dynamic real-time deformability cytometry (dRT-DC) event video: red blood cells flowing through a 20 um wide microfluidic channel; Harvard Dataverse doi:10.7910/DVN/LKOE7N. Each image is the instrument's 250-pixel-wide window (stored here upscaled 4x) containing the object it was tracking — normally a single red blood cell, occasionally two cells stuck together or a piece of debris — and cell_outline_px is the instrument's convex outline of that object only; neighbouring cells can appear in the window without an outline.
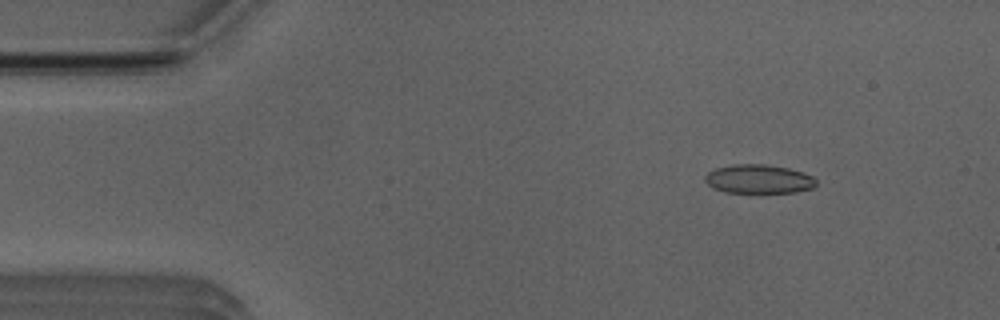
{"species": "Egyptian fruit bat (a non-hibernating species)", "species_latin": "Rousettus aegyptiacus", "temperature_condition": "room temperature", "stored_images_in_passage": 51, "camera_frame_rate_fps": 3000, "um_per_image_px": 0.085, "animal": {"sex": "male"}, "frame": {"image": 1, "passage_image": 6, "time_ms": 1.667, "image_size_px": [1000, 320], "cell_outline_px": [[816, 184], [812, 188], [796, 192], [724, 192], [708, 184], [704, 180], [704, 176], [708, 172], [716, 168], [732, 164], [764, 164], [788, 168], [804, 172], [812, 176], [816, 180]], "centroid_in_image_um": [64.49, 15.21], "position_along_channel_um": 20.5, "area_um2": 18.61}}
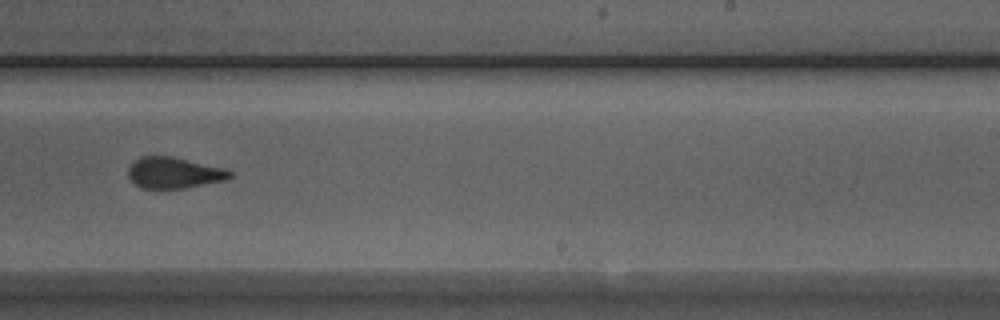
{"frame": {"image": 2, "passage_image": 31, "time_ms": 10.0, "image_size_px": [1000, 320], "cell_outline_px": [[232, 176], [224, 180], [184, 188], [144, 188], [136, 184], [128, 176], [128, 168], [136, 160], [144, 156], [172, 156], [224, 168], [232, 172]], "centroid_in_image_um": [14.79, 14.68], "position_along_channel_um": 274.2, "area_um2": 18.09}}
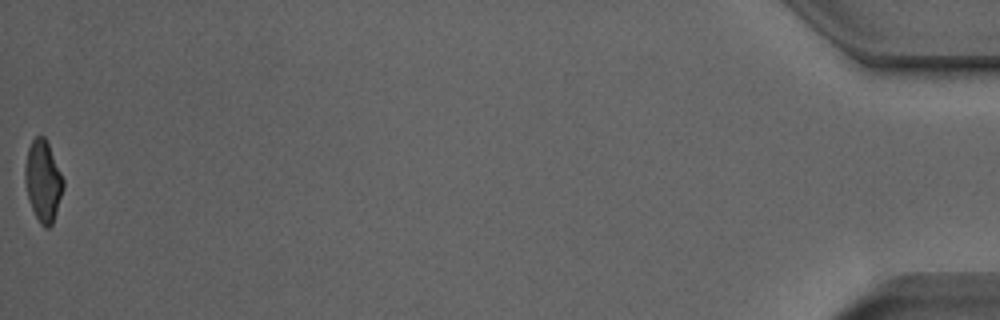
{"frame": {"image": 3, "passage_image": 51, "time_ms": 16.667, "image_size_px": [1000, 320], "cell_outline_px": [[64, 188], [52, 224], [48, 228], [44, 228], [40, 224], [32, 208], [28, 196], [24, 180], [24, 168], [28, 148], [32, 140], [36, 136], [44, 136], [48, 144], [64, 180]], "centroid_in_image_um": [3.65, 15.39], "position_along_channel_um": 431.5, "area_um2": 17.92}, "authors_computed_cell_mechanics": {"area_um2": 18.9584, "velocity_mm_per_s": 3.9735, "shape_relaxation_time_tau1_ms": 8.9501, "shape_relaxation_time_tau2_ms": 1.3543, "deformation_change_tau1": 0.2005, "deformation_change_tau2": 0.0766}}